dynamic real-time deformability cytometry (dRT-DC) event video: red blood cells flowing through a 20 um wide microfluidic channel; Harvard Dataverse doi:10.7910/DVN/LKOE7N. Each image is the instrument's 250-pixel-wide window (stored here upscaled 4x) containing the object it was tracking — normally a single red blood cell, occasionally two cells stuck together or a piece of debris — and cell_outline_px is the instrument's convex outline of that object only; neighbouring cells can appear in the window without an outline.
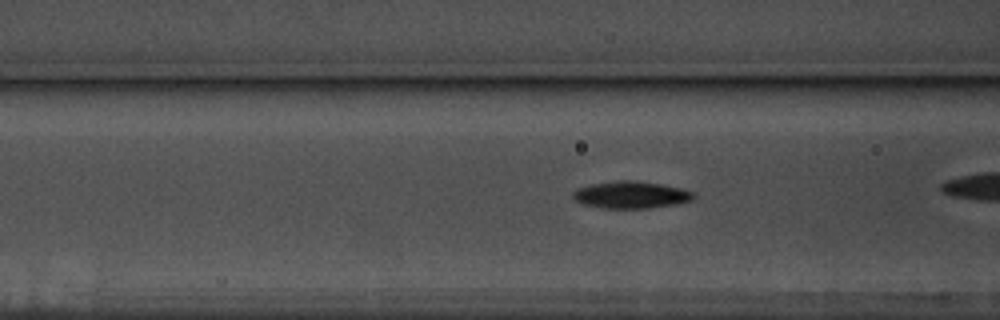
{"species": "common noctule bat (a hibernating species)", "species_latin": "Nyctalus noctula", "temperature_condition": "warm", "stored_images_in_passage": 39, "camera_frame_rate_fps": 3000, "um_per_image_px": 0.085, "animal": {"sex": "male", "body_mass_g": 17.5, "forearm_length_mm": 52.3}, "frame": {"image": 1, "passage_image": 17, "time_ms": 5.333, "image_size_px": [1000, 320], "cell_outline_px": [[696, 196], [692, 200], [676, 204], [648, 208], [600, 208], [584, 204], [576, 200], [572, 196], [572, 192], [580, 188], [592, 184], [616, 180], [636, 180], [664, 184], [696, 192]], "centroid_in_image_um": [53.68, 16.55], "position_along_channel_um": 112.9, "area_um2": 19.13}}